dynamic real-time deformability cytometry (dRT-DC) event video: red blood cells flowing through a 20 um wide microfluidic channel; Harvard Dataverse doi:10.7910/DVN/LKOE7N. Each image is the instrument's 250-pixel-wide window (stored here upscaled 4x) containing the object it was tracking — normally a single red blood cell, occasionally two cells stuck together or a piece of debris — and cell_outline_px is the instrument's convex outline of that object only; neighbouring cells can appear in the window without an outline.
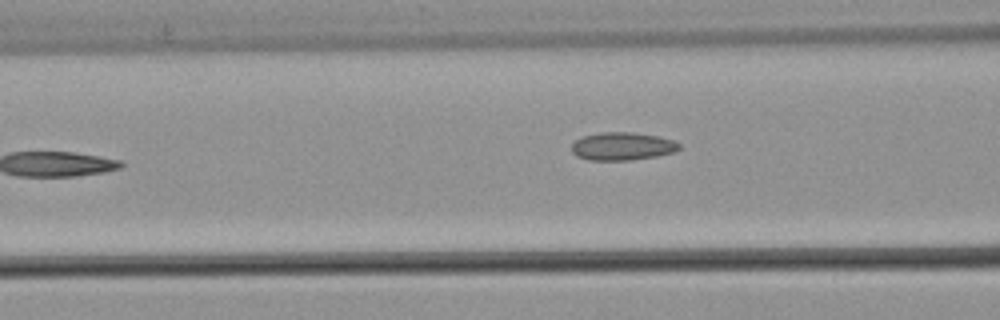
{"species": "common noctule bat (a hibernating species)", "species_latin": "Nyctalus noctula", "temperature_condition": "warm", "stored_images_in_passage": 7, "camera_frame_rate_fps": 3000, "um_per_image_px": 0.085, "animal": {"sex": "male", "body_mass_g": 21.5, "forearm_length_mm": 52.0}, "frame": {"image": 1, "passage_image": 7, "time_ms": 2.0, "image_size_px": [1000, 320], "cell_outline_px": [[680, 148], [672, 152], [656, 156], [632, 160], [588, 160], [576, 156], [572, 152], [572, 144], [576, 140], [584, 136], [600, 132], [632, 132], [660, 136], [672, 140], [680, 144]], "centroid_in_image_um": [52.88, 12.43], "position_along_channel_um": 113.7, "area_um2": 17.51}}